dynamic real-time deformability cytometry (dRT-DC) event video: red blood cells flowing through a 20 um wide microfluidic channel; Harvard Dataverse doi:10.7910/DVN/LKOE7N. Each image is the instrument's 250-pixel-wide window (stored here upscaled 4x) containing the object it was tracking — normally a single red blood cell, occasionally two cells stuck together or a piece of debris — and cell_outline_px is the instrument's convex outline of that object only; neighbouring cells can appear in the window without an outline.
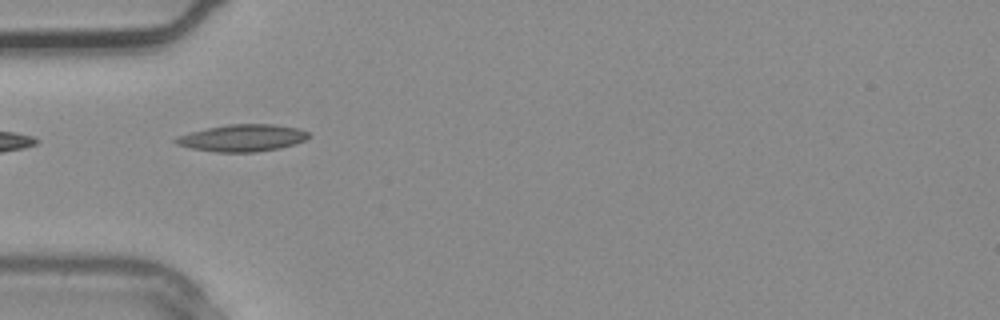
{"species": "common noctule bat (a hibernating species)", "species_latin": "Nyctalus noctula", "temperature_condition": "warm", "stored_images_in_passage": 1, "camera_frame_rate_fps": 3000, "um_per_image_px": 0.085, "animal": {"sex": "male", "body_mass_g": 20.4}, "frame": {"image": 1, "passage_image": 1, "time_ms": 0.0, "image_size_px": [1000, 320], "cell_outline_px": [[308, 136], [304, 140], [280, 148], [256, 152], [216, 152], [188, 148], [176, 144], [172, 140], [176, 136], [208, 128], [228, 124], [272, 124], [300, 128], [308, 132]], "centroid_in_image_um": [20.56, 11.73], "position_along_channel_um": 64.4, "area_um2": 20.87}}